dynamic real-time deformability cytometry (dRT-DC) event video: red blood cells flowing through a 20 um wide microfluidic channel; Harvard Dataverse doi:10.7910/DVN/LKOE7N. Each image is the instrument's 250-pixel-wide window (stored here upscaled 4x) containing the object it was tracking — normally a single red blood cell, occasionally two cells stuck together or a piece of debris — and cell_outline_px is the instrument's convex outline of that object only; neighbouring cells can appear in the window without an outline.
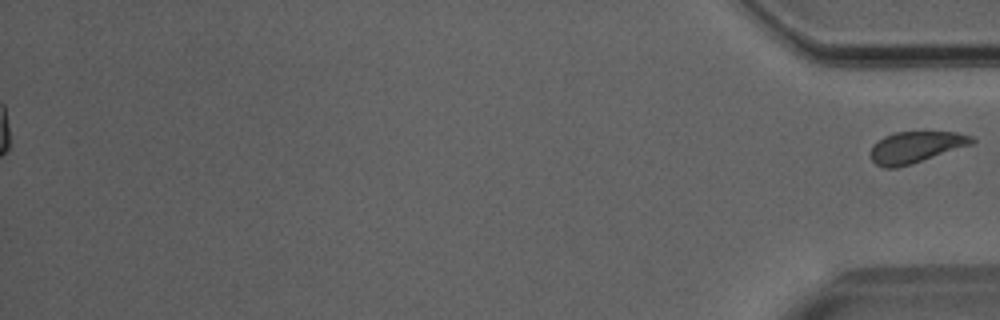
{"species": "Egyptian fruit bat (a non-hibernating species)", "species_latin": "Rousettus aegyptiacus", "temperature_condition": "room temperature", "stored_images_in_passage": 51, "segment_of_instrument_passage": [2, 2], "camera_frame_rate_fps": 3000, "um_per_image_px": 0.085, "animal": {"sex": "male"}, "frame": {"image": 1, "passage_image": 51, "time_ms": 16.667, "image_size_px": [1000, 320], "cell_outline_px": [[976, 140], [972, 144], [912, 164], [896, 168], [884, 168], [876, 164], [872, 160], [872, 144], [884, 136], [896, 132], [924, 128], [956, 132], [972, 136]], "centroid_in_image_um": [77.88, 12.44], "position_along_channel_um": 357.3, "area_um2": 19.31}}